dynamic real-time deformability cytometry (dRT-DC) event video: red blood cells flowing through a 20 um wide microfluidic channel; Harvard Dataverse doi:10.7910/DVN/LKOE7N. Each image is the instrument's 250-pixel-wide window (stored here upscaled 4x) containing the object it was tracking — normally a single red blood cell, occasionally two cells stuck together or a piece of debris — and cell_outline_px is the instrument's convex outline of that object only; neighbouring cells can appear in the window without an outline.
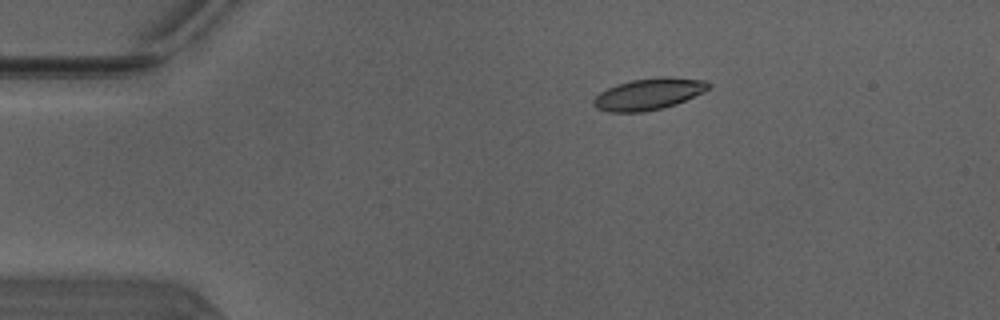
{"species": "Egyptian fruit bat (a non-hibernating species)", "species_latin": "Rousettus aegyptiacus", "temperature_condition": "warm", "stored_images_in_passage": 42, "camera_frame_rate_fps": 3000, "um_per_image_px": 0.085, "animal": {"sex": "male"}, "frame": {"image": 1, "passage_image": 1, "time_ms": 0.0, "image_size_px": [1000, 320], "cell_outline_px": [[712, 84], [704, 92], [676, 104], [644, 112], [608, 112], [596, 108], [592, 104], [592, 100], [600, 92], [616, 84], [632, 80], [660, 76], [668, 76], [704, 80]], "centroid_in_image_um": [55.13, 7.98], "position_along_channel_um": 29.9, "area_um2": 21.21}}
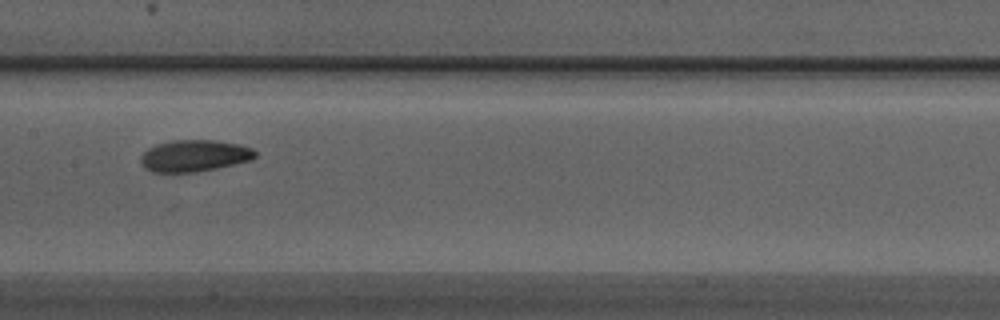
{"frame": {"image": 2, "passage_image": 17, "time_ms": 5.333, "image_size_px": [1000, 320], "cell_outline_px": [[256, 156], [252, 160], [216, 168], [192, 172], [152, 172], [144, 168], [140, 160], [140, 156], [148, 148], [156, 144], [172, 140], [212, 140], [240, 144], [252, 148], [256, 152]], "centroid_in_image_um": [16.51, 13.23], "position_along_channel_um": 190.9, "area_um2": 21.15}}
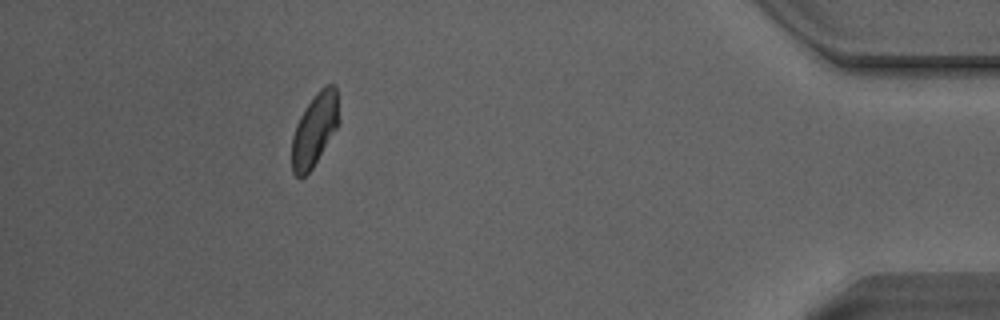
{"frame": {"image": 3, "passage_image": 37, "time_ms": 12.0, "image_size_px": [1000, 320], "cell_outline_px": [[340, 120], [336, 128], [312, 168], [300, 180], [292, 172], [292, 136], [296, 124], [300, 116], [316, 92], [320, 88], [328, 84], [336, 84]], "centroid_in_image_um": [26.74, 11.0], "position_along_channel_um": 408.5, "area_um2": 19.88}, "authors_computed_cell_mechanics": {"area_um2": 20.6346, "velocity_mm_per_s": 4.1165, "shape_relaxation_time_tau1_ms": 3.8106, "shape_relaxation_time_tau2_ms": 3.2256, "deformation_change_tau1": 0.1044, "deformation_change_tau2": 0.0775}}